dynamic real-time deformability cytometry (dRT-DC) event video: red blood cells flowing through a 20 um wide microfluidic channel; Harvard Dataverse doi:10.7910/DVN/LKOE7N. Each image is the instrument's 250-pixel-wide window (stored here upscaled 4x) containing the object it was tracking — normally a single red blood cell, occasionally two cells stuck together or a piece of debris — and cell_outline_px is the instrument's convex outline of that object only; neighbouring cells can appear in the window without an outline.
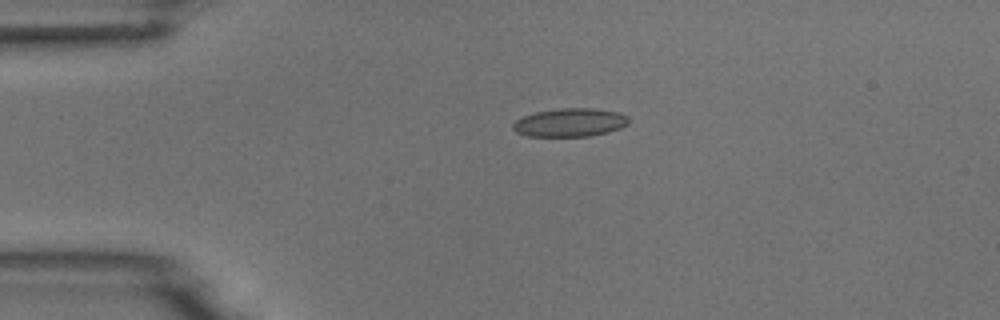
{"species": "common noctule bat (a hibernating species)", "species_latin": "Nyctalus noctula", "temperature_condition": "room temperature", "stored_images_in_passage": 2, "camera_frame_rate_fps": 3000, "um_per_image_px": 0.085, "animal": {"sex": "male", "body_mass_g": 18.8}, "frame": {"image": 1, "passage_image": 1, "time_ms": 0.0, "image_size_px": [1000, 320], "cell_outline_px": [[628, 124], [620, 128], [608, 132], [588, 136], [528, 136], [516, 132], [512, 128], [512, 124], [516, 120], [524, 116], [536, 112], [560, 108], [596, 108], [620, 112], [628, 116]], "centroid_in_image_um": [48.46, 10.4], "position_along_channel_um": 36.5, "area_um2": 19.19}}